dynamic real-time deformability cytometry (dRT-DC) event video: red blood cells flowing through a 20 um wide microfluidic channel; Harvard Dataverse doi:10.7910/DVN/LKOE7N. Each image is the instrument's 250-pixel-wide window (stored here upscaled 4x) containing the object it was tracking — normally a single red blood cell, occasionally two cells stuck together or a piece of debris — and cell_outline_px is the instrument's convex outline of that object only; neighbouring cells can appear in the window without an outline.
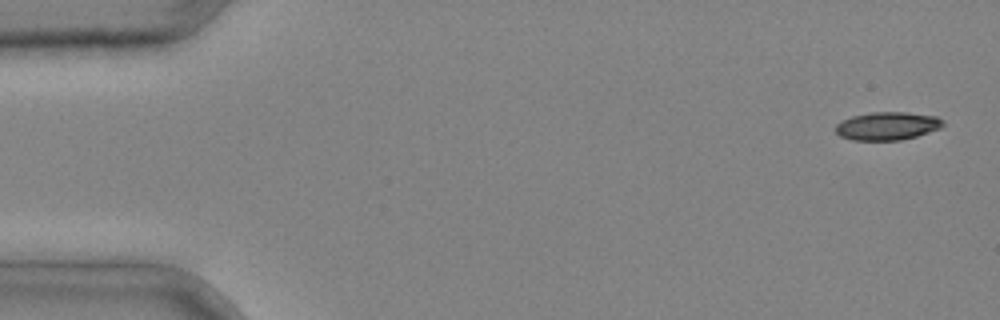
{"species": "common noctule bat (a hibernating species)", "species_latin": "Nyctalus noctula", "temperature_condition": "cold", "stored_images_in_passage": 4, "camera_frame_rate_fps": 3000, "um_per_image_px": 0.085, "animal": {"sex": "male", "body_mass_g": 20.4}, "frame": {"image": 1, "passage_image": 1, "time_ms": 0.0, "image_size_px": [1000, 320], "cell_outline_px": [[944, 124], [940, 128], [916, 136], [900, 140], [852, 140], [840, 136], [836, 132], [836, 124], [852, 116], [872, 112], [908, 112], [936, 116], [944, 120]], "centroid_in_image_um": [75.44, 10.7], "position_along_channel_um": 9.6, "area_um2": 17.51}}